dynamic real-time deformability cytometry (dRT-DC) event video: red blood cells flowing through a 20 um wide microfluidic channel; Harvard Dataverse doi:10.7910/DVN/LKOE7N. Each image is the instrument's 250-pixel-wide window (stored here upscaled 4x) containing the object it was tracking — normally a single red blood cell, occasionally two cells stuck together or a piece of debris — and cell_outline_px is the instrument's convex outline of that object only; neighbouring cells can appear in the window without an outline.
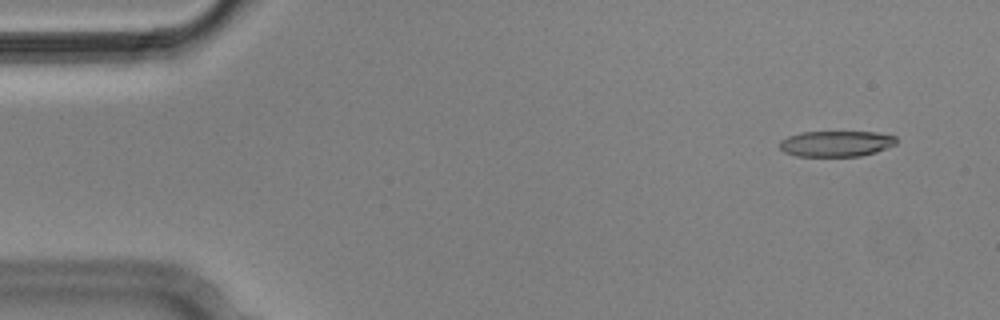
{"species": "Egyptian fruit bat (a non-hibernating species)", "species_latin": "Rousettus aegyptiacus", "temperature_condition": "cold", "stored_images_in_passage": 5, "camera_frame_rate_fps": 3000, "um_per_image_px": 0.085, "animal": {"sex": "male"}, "frame": {"image": 1, "passage_image": 1, "time_ms": 0.0, "image_size_px": [1000, 320], "cell_outline_px": [[896, 144], [876, 152], [860, 156], [796, 156], [784, 152], [780, 148], [780, 140], [788, 136], [800, 132], [876, 132], [896, 136]], "centroid_in_image_um": [71.06, 12.21], "position_along_channel_um": 13.9, "area_um2": 17.57}}